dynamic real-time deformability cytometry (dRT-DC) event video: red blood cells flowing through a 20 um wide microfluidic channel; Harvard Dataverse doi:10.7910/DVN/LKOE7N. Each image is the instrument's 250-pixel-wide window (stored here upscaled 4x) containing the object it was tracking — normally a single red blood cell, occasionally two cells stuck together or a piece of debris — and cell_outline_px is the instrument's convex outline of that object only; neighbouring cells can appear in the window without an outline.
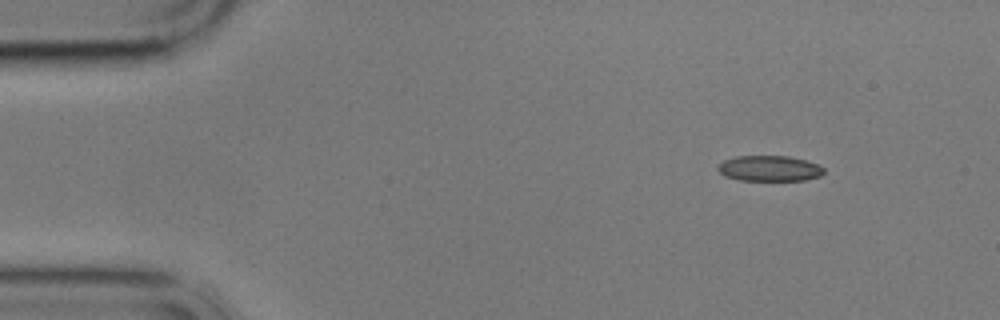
{"species": "common noctule bat (a hibernating species)", "species_latin": "Nyctalus noctula", "temperature_condition": "cold", "stored_images_in_passage": 4, "camera_frame_rate_fps": 3000, "um_per_image_px": 0.085, "animal": {"sex": "male", "body_mass_g": 17.9}, "frame": {"image": 1, "passage_image": 1, "time_ms": 0.0, "image_size_px": [1000, 320], "cell_outline_px": [[824, 172], [820, 176], [804, 180], [740, 180], [724, 176], [716, 168], [724, 160], [736, 156], [788, 156], [808, 160], [820, 164], [824, 168]], "centroid_in_image_um": [65.43, 14.31], "position_along_channel_um": 19.6, "area_um2": 15.9}}
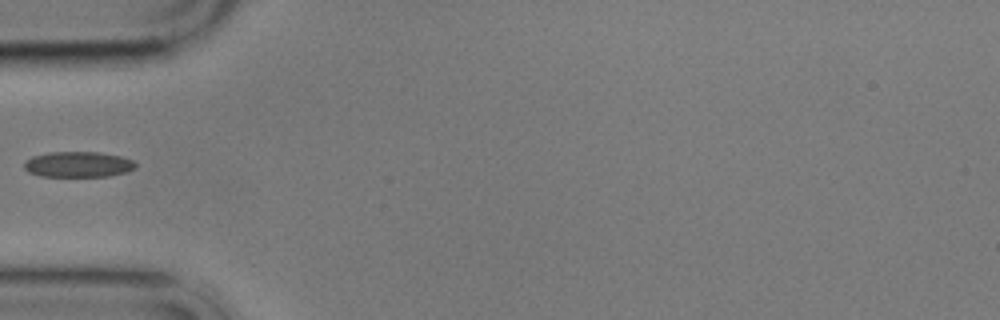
{"frame": {"image": 2, "passage_image": 4, "time_ms": 4.0, "image_size_px": [1000, 320], "cell_outline_px": [[136, 168], [128, 172], [108, 176], [40, 176], [28, 172], [24, 168], [24, 160], [32, 156], [48, 152], [100, 152], [120, 156], [132, 160], [136, 164]], "centroid_in_image_um": [6.63, 13.97], "position_along_channel_um": 78.4, "area_um2": 16.76}}